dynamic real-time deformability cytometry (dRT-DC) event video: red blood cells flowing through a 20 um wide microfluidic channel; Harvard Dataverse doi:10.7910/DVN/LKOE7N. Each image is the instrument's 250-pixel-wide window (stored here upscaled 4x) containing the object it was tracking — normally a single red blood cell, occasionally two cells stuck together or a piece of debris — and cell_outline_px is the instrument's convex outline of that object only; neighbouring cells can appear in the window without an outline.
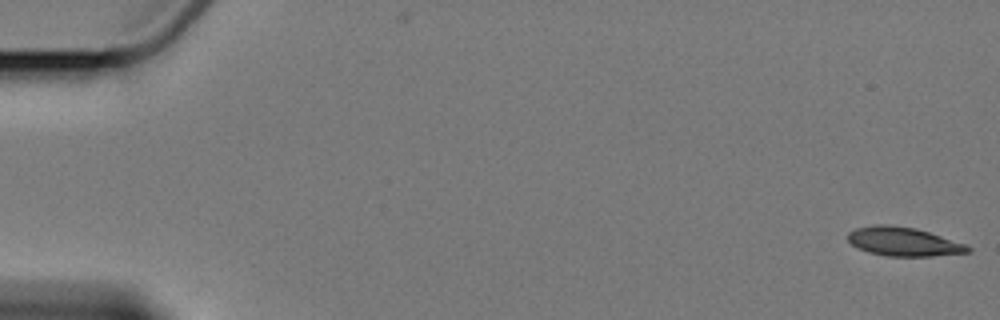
{"species": "Egyptian fruit bat (a non-hibernating species)", "species_latin": "Rousettus aegyptiacus", "temperature_condition": "cold", "stored_images_in_passage": 5, "camera_frame_rate_fps": 3000, "um_per_image_px": 0.085, "animal": {"sex": "female"}, "frame": {"image": 1, "passage_image": 1, "time_ms": 0.0, "image_size_px": [1000, 320], "cell_outline_px": [[972, 252], [932, 256], [888, 256], [868, 252], [852, 244], [848, 240], [848, 232], [856, 228], [872, 224], [888, 224], [916, 228], [968, 244], [972, 248]], "centroid_in_image_um": [76.84, 20.53], "position_along_channel_um": 8.2, "area_um2": 20.35}}